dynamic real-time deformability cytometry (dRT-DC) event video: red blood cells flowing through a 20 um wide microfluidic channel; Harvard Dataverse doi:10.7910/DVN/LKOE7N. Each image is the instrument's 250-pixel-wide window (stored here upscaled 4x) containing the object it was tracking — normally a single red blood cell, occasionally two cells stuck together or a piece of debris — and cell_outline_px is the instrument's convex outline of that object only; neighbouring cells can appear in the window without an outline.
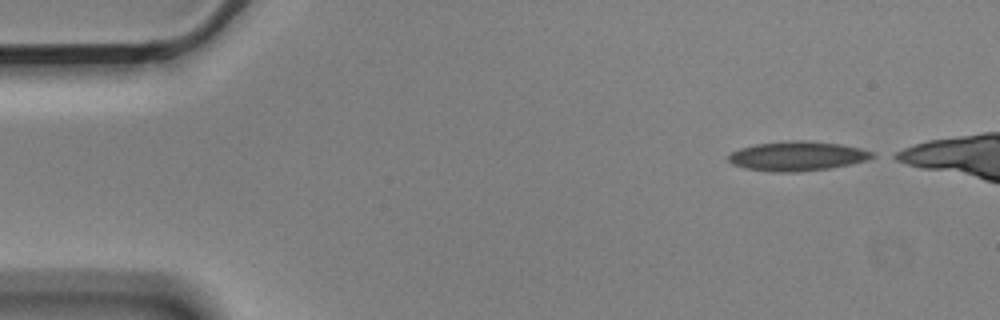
{"species": "Egyptian fruit bat (a non-hibernating species)", "species_latin": "Rousettus aegyptiacus", "temperature_condition": "cold", "stored_images_in_passage": 5, "camera_frame_rate_fps": 3000, "um_per_image_px": 0.085, "animal": {"sex": "male"}, "frame": {"image": 1, "passage_image": 1, "time_ms": 0.0, "image_size_px": [1000, 320], "cell_outline_px": [[876, 156], [868, 160], [852, 164], [828, 168], [796, 172], [772, 172], [744, 168], [732, 164], [728, 160], [728, 156], [732, 152], [740, 148], [756, 144], [792, 140], [804, 140], [840, 144], [860, 148], [872, 152]], "centroid_in_image_um": [67.77, 13.27], "position_along_channel_um": 17.2, "area_um2": 24.68}}